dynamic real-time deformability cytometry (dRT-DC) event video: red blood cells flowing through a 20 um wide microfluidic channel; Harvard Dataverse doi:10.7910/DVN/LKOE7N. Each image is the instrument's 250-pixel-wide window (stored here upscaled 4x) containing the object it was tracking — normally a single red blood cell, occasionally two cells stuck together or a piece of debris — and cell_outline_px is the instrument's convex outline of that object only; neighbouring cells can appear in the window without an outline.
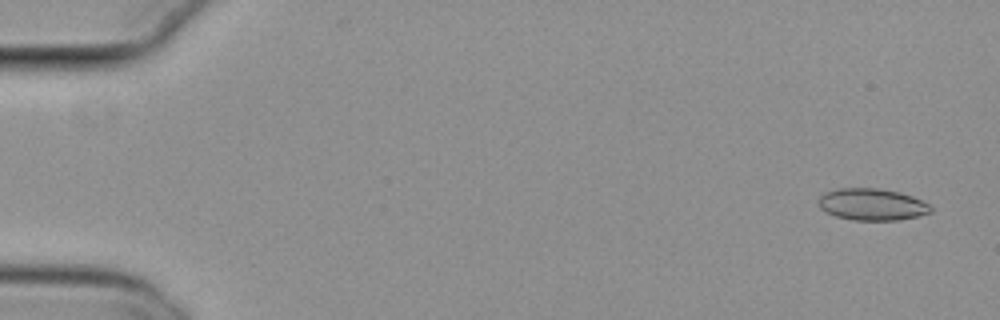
{"species": "common noctule bat (a hibernating species)", "species_latin": "Nyctalus noctula", "temperature_condition": "cold", "stored_images_in_passage": 14, "camera_frame_rate_fps": 3000, "um_per_image_px": 0.085, "animal": {"sex": "female", "body_mass_g": 29.2, "forearm_length_mm": 56.3}, "frame": {"image": 1, "passage_image": 3, "time_ms": 0.667, "image_size_px": [1000, 320], "cell_outline_px": [[932, 212], [916, 216], [896, 220], [852, 220], [836, 216], [824, 212], [820, 208], [820, 196], [824, 192], [840, 188], [876, 188], [900, 192], [912, 196], [928, 204], [932, 208]], "centroid_in_image_um": [74.1, 17.37], "position_along_channel_um": 10.9, "area_um2": 20.69}}